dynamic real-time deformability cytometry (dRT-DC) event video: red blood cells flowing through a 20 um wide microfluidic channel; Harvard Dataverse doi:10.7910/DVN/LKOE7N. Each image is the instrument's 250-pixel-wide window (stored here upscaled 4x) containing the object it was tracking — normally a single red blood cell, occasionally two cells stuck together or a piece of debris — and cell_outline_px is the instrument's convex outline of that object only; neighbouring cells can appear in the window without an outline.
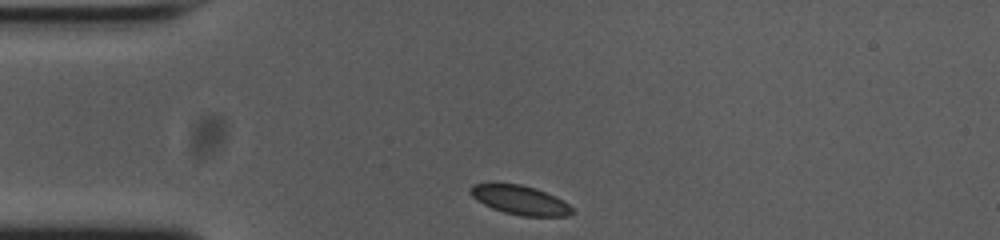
{"species": "common noctule bat (a hibernating species)", "species_latin": "Nyctalus noctula", "temperature_condition": "cold", "stored_images_in_passage": 33, "camera_frame_rate_fps": 3000, "um_per_image_px": 0.085, "animal": {"sex": "female", "body_mass_g": 23.0, "forearm_length_mm": 53.4}, "frame": {"image": 1, "passage_image": 1, "time_ms": 0.0, "image_size_px": [1000, 240], "cell_outline_px": [[576, 212], [568, 216], [520, 216], [504, 212], [492, 208], [476, 200], [468, 192], [468, 188], [472, 184], [520, 184], [536, 188], [556, 196], [568, 204]], "centroid_in_image_um": [44.21, 17.01], "position_along_channel_um": 40.8, "area_um2": 17.34}}
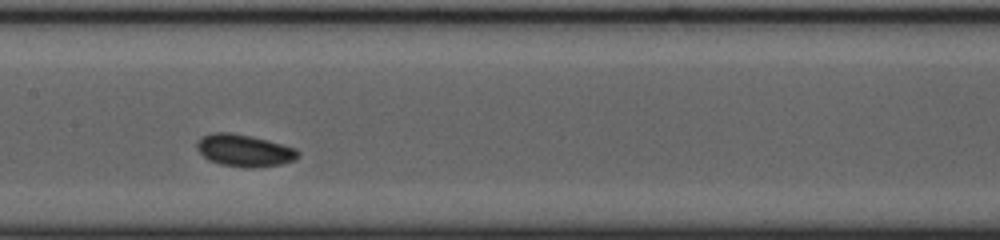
{"frame": {"image": 2, "passage_image": 15, "time_ms": 4.667, "image_size_px": [1000, 240], "cell_outline_px": [[300, 156], [292, 160], [280, 164], [252, 168], [248, 168], [220, 164], [208, 160], [196, 148], [196, 144], [204, 136], [212, 132], [228, 132], [268, 140], [296, 148], [300, 152]], "centroid_in_image_um": [20.77, 12.8], "position_along_channel_um": 186.6, "area_um2": 18.73}}
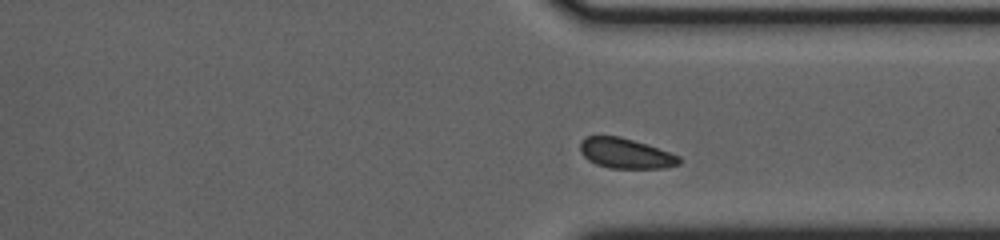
{"frame": {"image": 3, "passage_image": 29, "time_ms": 9.333, "image_size_px": [1000, 240], "cell_outline_px": [[684, 160], [680, 164], [664, 168], [612, 168], [596, 164], [588, 160], [580, 152], [580, 144], [588, 136], [620, 136], [680, 156]], "centroid_in_image_um": [53.2, 13.05], "position_along_channel_um": 358.2, "area_um2": 17.17}, "authors_computed_cell_mechanics": {"area_um2": 17.8602, "velocity_mm_per_s": 3.6659, "shape_relaxation_time_tau1_ms": null, "shape_relaxation_time_tau2_ms": 5.1112, "deformation_change_tau1": null, "deformation_change_tau2": 0.0744}}